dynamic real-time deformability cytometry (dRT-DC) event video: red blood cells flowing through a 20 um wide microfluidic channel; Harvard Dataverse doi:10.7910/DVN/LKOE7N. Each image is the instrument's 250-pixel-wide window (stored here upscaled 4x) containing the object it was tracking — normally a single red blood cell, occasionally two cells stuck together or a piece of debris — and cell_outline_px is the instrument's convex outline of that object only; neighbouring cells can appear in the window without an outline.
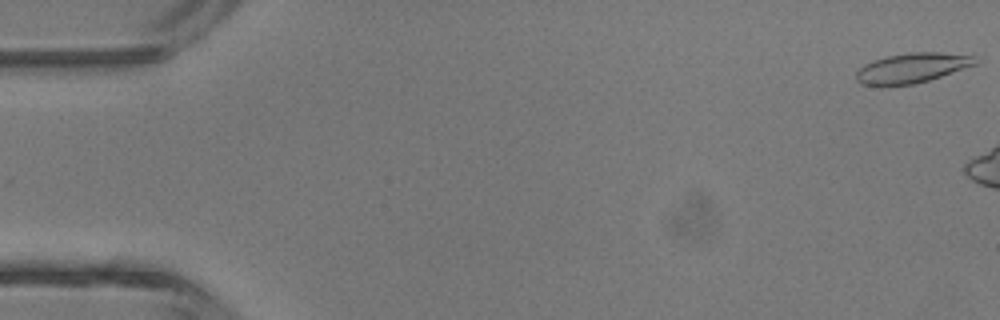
{"species": "common noctule bat (a hibernating species)", "species_latin": "Nyctalus noctula", "temperature_condition": "room temperature", "stored_images_in_passage": 3, "camera_frame_rate_fps": 3000, "um_per_image_px": 0.085, "animal": {"sex": "male", "body_mass_g": 13.3}, "frame": {"image": 1, "passage_image": 1, "time_ms": 0.0, "image_size_px": [1000, 320], "cell_outline_px": [[984, 60], [976, 64], [916, 84], [888, 88], [880, 88], [860, 84], [856, 80], [856, 72], [864, 64], [872, 60], [884, 56], [912, 52], [940, 52], [972, 56]], "centroid_in_image_um": [77.44, 5.81], "position_along_channel_um": 7.6, "area_um2": 21.44}}